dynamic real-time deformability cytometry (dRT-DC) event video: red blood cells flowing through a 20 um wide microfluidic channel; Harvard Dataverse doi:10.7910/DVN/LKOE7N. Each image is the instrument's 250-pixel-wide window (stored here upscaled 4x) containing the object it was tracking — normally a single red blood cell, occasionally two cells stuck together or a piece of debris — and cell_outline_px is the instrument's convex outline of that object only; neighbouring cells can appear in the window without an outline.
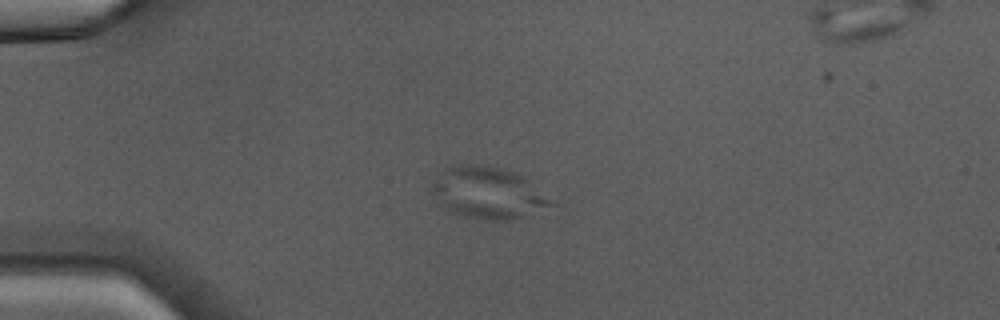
{"species": "Egyptian fruit bat (a non-hibernating species)", "species_latin": "Rousettus aegyptiacus", "temperature_condition": "warm", "stored_images_in_passage": 36, "segment_of_instrument_passage": [1, 2], "camera_frame_rate_fps": 3000, "um_per_image_px": 0.085, "animal": {"sex": "male"}, "frame": {"image": 1, "passage_image": 1, "time_ms": 0.0, "image_size_px": [1000, 320], "cell_outline_px": [[556, 204], [520, 216], [504, 220], [492, 220], [468, 216], [452, 212], [444, 208], [440, 204], [432, 192], [432, 184], [448, 168], [460, 164], [480, 164], [500, 168], [516, 172], [552, 200]], "centroid_in_image_um": [41.46, 16.38], "position_along_channel_um": 43.5, "area_um2": 34.68}}
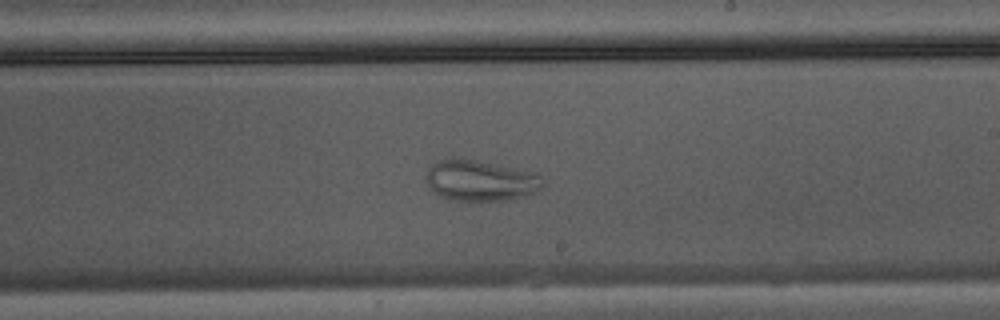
{"frame": {"image": 2, "passage_image": 17, "time_ms": 5.333, "image_size_px": [1000, 320], "cell_outline_px": [[544, 188], [540, 192], [504, 200], [448, 200], [440, 196], [428, 188], [424, 180], [428, 168], [436, 160], [448, 156], [460, 156], [540, 172], [544, 176]], "centroid_in_image_um": [40.85, 15.29], "position_along_channel_um": 248.1, "area_um2": 29.25}}
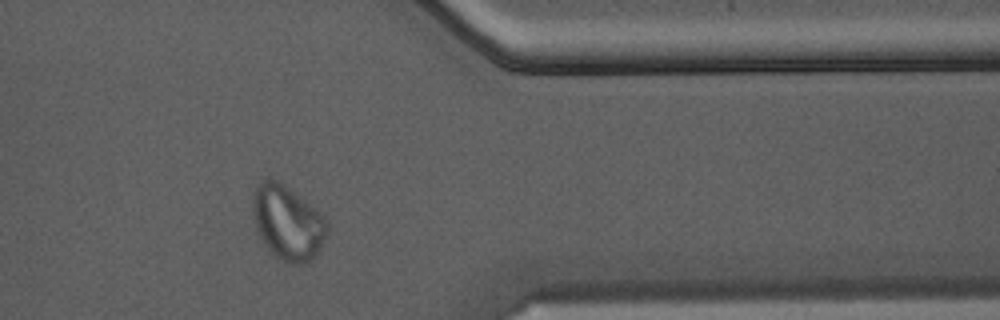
{"frame": {"image": 3, "passage_image": 27, "time_ms": 8.667, "image_size_px": [1000, 320], "cell_outline_px": [[328, 232], [320, 252], [312, 260], [304, 264], [284, 264], [264, 244], [256, 228], [252, 212], [252, 196], [256, 184], [260, 176], [276, 180], [288, 188], [320, 212], [328, 220]], "centroid_in_image_um": [24.45, 18.93], "position_along_channel_um": 387.0, "area_um2": 32.83}}